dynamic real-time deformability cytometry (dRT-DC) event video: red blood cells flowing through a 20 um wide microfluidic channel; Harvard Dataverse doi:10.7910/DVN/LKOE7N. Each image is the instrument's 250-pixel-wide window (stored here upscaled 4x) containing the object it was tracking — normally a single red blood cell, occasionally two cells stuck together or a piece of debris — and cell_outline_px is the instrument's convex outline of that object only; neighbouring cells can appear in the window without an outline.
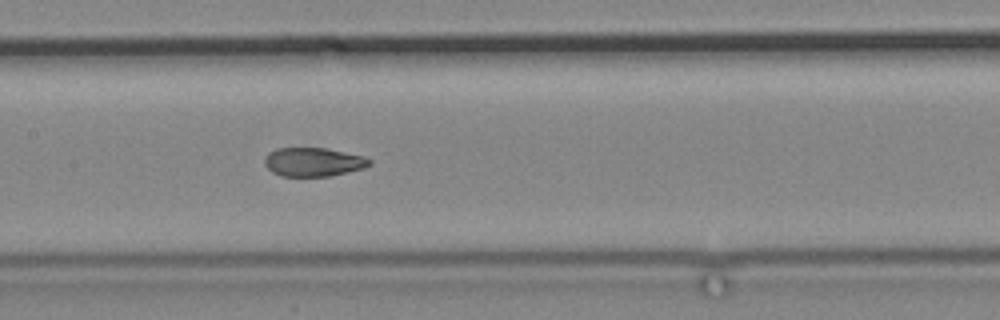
{"species": "common noctule bat (a hibernating species)", "species_latin": "Nyctalus noctula", "temperature_condition": "cold", "stored_images_in_passage": 12, "camera_frame_rate_fps": 3000, "um_per_image_px": 0.085, "animal": {"sex": "male", "body_mass_g": 19.2, "forearm_length_mm": 51.8}, "frame": {"image": 1, "passage_image": 12, "time_ms": 14.0, "image_size_px": [1000, 320], "cell_outline_px": [[372, 164], [364, 168], [328, 176], [280, 176], [272, 172], [264, 164], [264, 156], [268, 152], [276, 148], [324, 148], [364, 156], [372, 160]], "centroid_in_image_um": [26.6, 13.76], "position_along_channel_um": 180.8, "area_um2": 17.63}}